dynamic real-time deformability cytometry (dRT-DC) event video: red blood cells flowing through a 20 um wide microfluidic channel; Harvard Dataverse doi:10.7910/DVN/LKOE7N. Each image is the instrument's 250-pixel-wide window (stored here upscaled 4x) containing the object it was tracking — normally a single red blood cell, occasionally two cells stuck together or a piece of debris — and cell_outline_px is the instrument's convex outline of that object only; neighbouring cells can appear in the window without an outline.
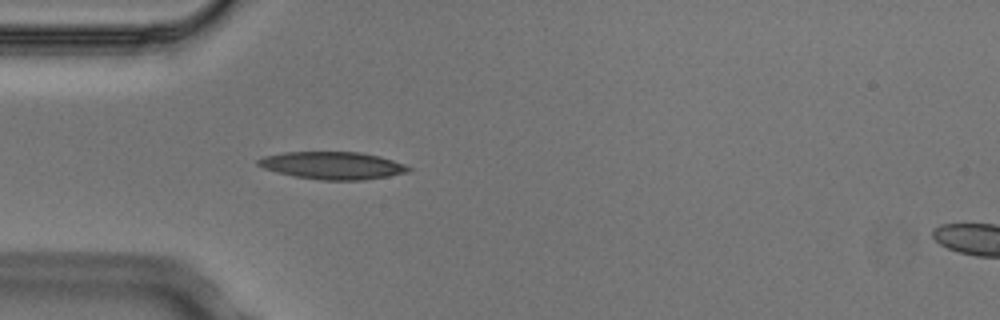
{"species": "Egyptian fruit bat (a non-hibernating species)", "species_latin": "Rousettus aegyptiacus", "temperature_condition": "cold", "stored_images_in_passage": 5, "segment_of_instrument_passage": [1, 2], "camera_frame_rate_fps": 3000, "um_per_image_px": 0.085, "animal": {"sex": "male"}, "frame": {"image": 1, "passage_image": 4, "time_ms": 1.0, "image_size_px": [1000, 320], "cell_outline_px": [[412, 172], [364, 180], [320, 180], [296, 176], [276, 172], [264, 168], [256, 164], [256, 160], [264, 156], [284, 152], [360, 152], [380, 156], [404, 164], [412, 168]], "centroid_in_image_um": [28.29, 14.06], "position_along_channel_um": 56.7, "area_um2": 24.16}}